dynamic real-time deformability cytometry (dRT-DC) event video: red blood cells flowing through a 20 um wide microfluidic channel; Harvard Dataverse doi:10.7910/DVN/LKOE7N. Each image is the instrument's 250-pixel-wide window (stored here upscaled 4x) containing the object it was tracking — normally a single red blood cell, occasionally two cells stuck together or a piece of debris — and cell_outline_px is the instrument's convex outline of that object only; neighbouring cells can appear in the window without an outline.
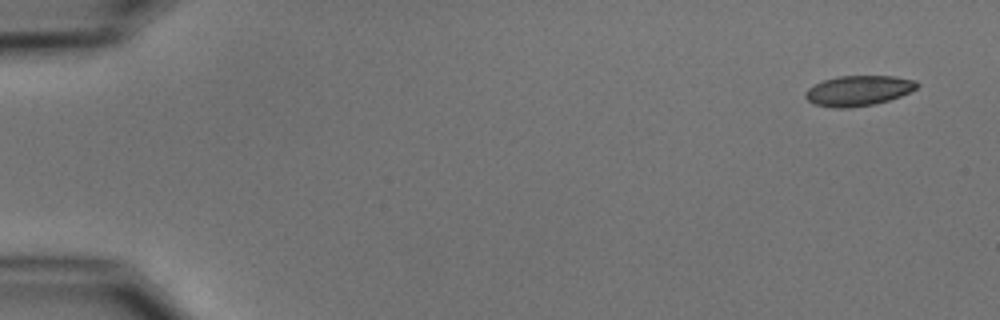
{"species": "common noctule bat (a hibernating species)", "species_latin": "Nyctalus noctula", "temperature_condition": "cold", "stored_images_in_passage": 4, "camera_frame_rate_fps": 3000, "um_per_image_px": 0.085, "animal": {"sex": "male", "body_mass_g": 15.6}, "frame": {"image": 1, "passage_image": 1, "time_ms": 0.0, "image_size_px": [1000, 320], "cell_outline_px": [[920, 84], [916, 88], [900, 96], [888, 100], [872, 104], [848, 108], [836, 108], [812, 104], [804, 96], [804, 92], [808, 88], [824, 80], [836, 76], [896, 76], [916, 80]], "centroid_in_image_um": [72.95, 7.7], "position_along_channel_um": 12.1, "area_um2": 19.65}}
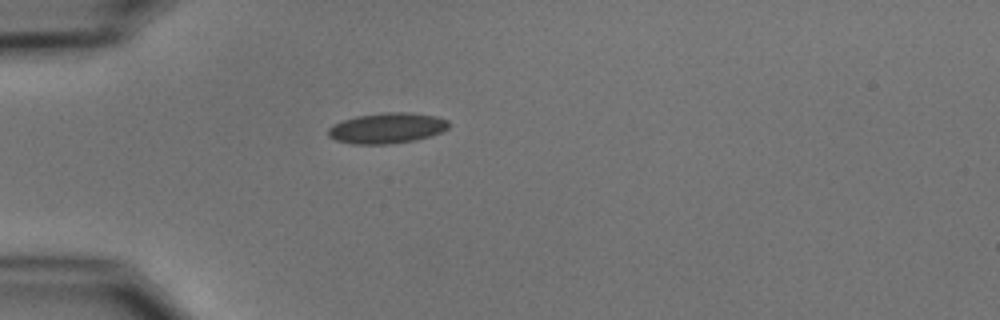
{"frame": {"image": 2, "passage_image": 4, "time_ms": 4.333, "image_size_px": [1000, 320], "cell_outline_px": [[448, 128], [432, 136], [416, 140], [388, 144], [352, 144], [336, 140], [328, 136], [328, 128], [332, 124], [356, 116], [388, 112], [408, 112], [436, 116], [448, 120]], "centroid_in_image_um": [32.89, 10.89], "position_along_channel_um": 52.1, "area_um2": 21.5}}